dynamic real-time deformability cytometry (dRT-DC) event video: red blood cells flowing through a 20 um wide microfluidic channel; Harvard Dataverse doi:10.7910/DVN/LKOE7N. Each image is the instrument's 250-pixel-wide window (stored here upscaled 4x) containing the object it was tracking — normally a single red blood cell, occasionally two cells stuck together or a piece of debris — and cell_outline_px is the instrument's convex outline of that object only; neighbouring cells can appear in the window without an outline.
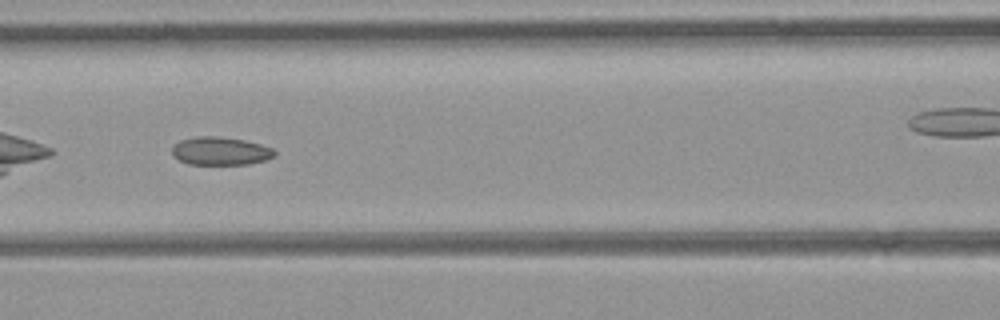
{"species": "common noctule bat (a hibernating species)", "species_latin": "Nyctalus noctula", "temperature_condition": "room temperature", "stored_images_in_passage": 4, "camera_frame_rate_fps": 3000, "um_per_image_px": 0.085, "animal": {"sex": "female", "body_mass_g": 21.9}, "frame": {"image": 1, "passage_image": 3, "time_ms": 0.667, "image_size_px": [1000, 320], "cell_outline_px": [[276, 156], [264, 160], [248, 164], [188, 164], [172, 156], [172, 148], [180, 140], [196, 136], [220, 136], [244, 140], [260, 144], [272, 148], [276, 152]], "centroid_in_image_um": [18.73, 12.83], "position_along_channel_um": 147.9, "area_um2": 16.82}}